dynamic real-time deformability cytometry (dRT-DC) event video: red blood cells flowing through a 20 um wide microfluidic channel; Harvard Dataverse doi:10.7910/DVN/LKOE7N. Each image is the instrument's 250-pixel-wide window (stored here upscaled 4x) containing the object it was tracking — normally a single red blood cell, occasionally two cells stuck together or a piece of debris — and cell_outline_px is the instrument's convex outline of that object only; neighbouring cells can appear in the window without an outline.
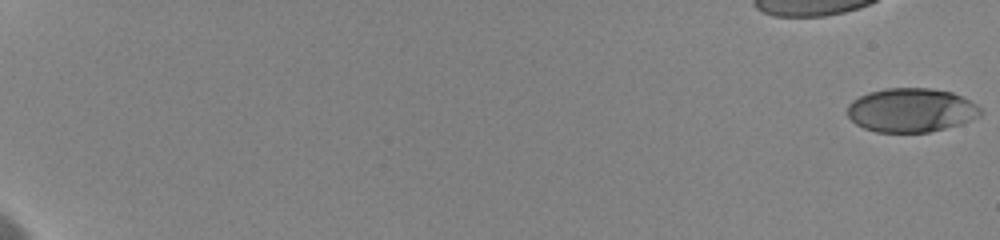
{"species": "human", "species_latin": "Homo sapiens", "temperature_condition": "cold", "stored_images_in_passage": 43, "camera_frame_rate_fps": 3000, "um_per_image_px": 0.085, "donor": {"sex": "female"}, "frame": {"image": 1, "passage_image": 1, "time_ms": 0.0, "image_size_px": [1000, 240], "cell_outline_px": [[984, 112], [980, 116], [960, 124], [928, 132], [876, 132], [864, 128], [856, 124], [848, 116], [848, 104], [852, 100], [868, 92], [888, 88], [932, 88], [952, 92], [964, 96], [976, 104]], "centroid_in_image_um": [77.47, 9.35], "position_along_channel_um": 7.5, "area_um2": 34.22}}
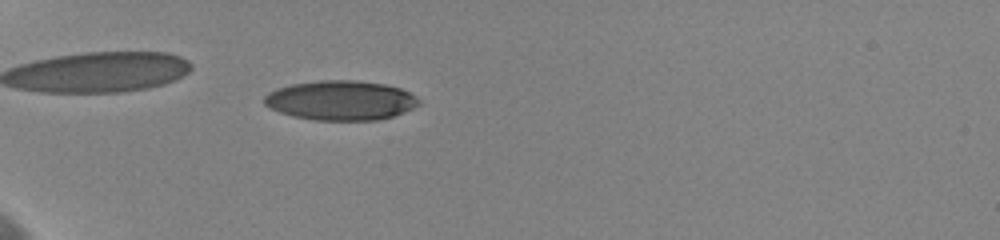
{"frame": {"image": 2, "passage_image": 21, "time_ms": 7.0, "image_size_px": [1000, 240], "cell_outline_px": [[420, 104], [404, 112], [392, 116], [376, 120], [316, 120], [292, 116], [268, 108], [264, 104], [264, 96], [268, 92], [276, 88], [292, 84], [320, 80], [356, 80], [384, 84], [400, 88], [416, 96], [420, 100]], "centroid_in_image_um": [28.94, 8.53], "position_along_channel_um": 56.1, "area_um2": 35.72}}